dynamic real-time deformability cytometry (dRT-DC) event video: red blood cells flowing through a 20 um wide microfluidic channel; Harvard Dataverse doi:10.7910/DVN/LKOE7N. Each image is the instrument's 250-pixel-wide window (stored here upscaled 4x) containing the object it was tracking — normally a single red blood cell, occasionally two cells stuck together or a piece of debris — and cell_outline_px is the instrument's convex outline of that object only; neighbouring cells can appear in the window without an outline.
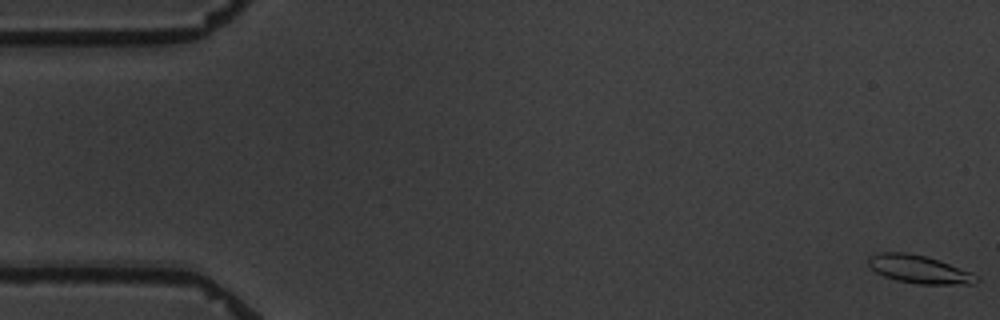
{"species": "common noctule bat (a hibernating species)", "species_latin": "Nyctalus noctula", "temperature_condition": "warm", "stored_images_in_passage": 9, "camera_frame_rate_fps": 3000, "um_per_image_px": 0.085, "animal": {"sex": "male", "body_mass_g": 19.5, "forearm_length_mm": 54.6}, "frame": {"image": 1, "passage_image": 1, "time_ms": 0.0, "image_size_px": [1000, 320], "cell_outline_px": [[980, 280], [972, 284], [920, 284], [896, 280], [884, 276], [876, 272], [868, 264], [868, 256], [880, 252], [908, 252], [924, 256], [972, 272]], "centroid_in_image_um": [78.09, 22.89], "position_along_channel_um": 6.9, "area_um2": 17.46}}
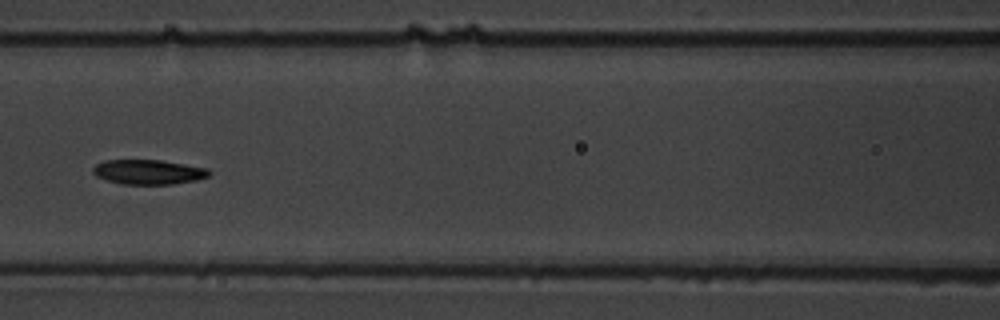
{"frame": {"image": 2, "passage_image": 7, "time_ms": 8.333, "image_size_px": [1000, 320], "cell_outline_px": [[212, 172], [208, 176], [196, 180], [172, 184], [124, 184], [108, 180], [96, 176], [92, 172], [92, 168], [96, 164], [104, 160], [160, 160], [208, 168]], "centroid_in_image_um": [12.62, 14.61], "position_along_channel_um": 154.0, "area_um2": 16.65}}
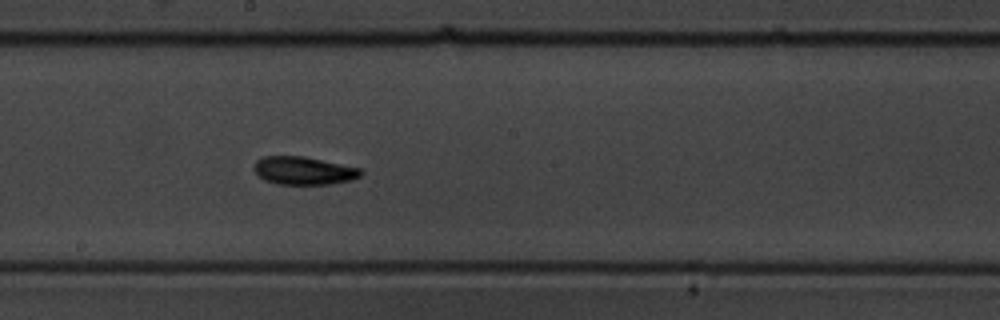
{"frame": {"image": 3, "passage_image": 9, "time_ms": 10.333, "image_size_px": [1000, 320], "cell_outline_px": [[364, 172], [360, 176], [352, 180], [332, 184], [276, 184], [264, 180], [252, 168], [256, 160], [264, 156], [304, 156], [360, 168]], "centroid_in_image_um": [25.81, 14.5], "position_along_channel_um": 222.4, "area_um2": 17.51}}